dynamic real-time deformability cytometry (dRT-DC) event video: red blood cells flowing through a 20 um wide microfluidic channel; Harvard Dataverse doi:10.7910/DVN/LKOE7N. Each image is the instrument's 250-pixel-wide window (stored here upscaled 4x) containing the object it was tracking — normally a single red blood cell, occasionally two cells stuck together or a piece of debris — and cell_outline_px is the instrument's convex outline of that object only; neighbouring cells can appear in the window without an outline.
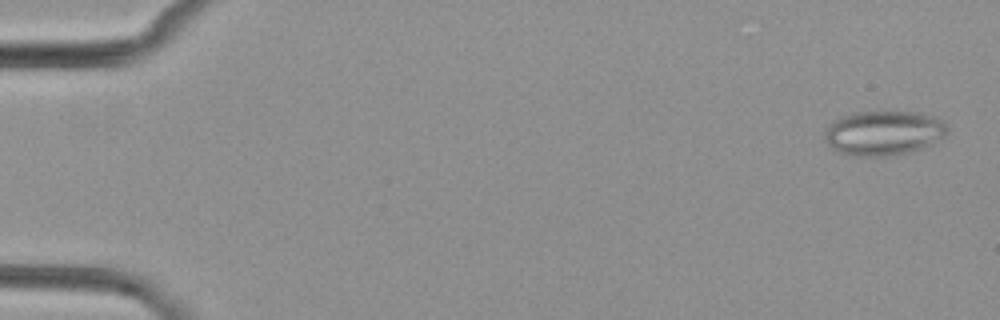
{"species": "common noctule bat (a hibernating species)", "species_latin": "Nyctalus noctula", "temperature_condition": "cold", "stored_images_in_passage": 4, "camera_frame_rate_fps": 3000, "um_per_image_px": 0.085, "animal": {"sex": "female", "body_mass_g": 29.2, "forearm_length_mm": 56.3}, "frame": {"image": 1, "passage_image": 1, "time_ms": 0.0, "image_size_px": [1000, 320], "cell_outline_px": [[948, 132], [944, 136], [932, 144], [920, 148], [904, 152], [880, 156], [856, 156], [840, 152], [832, 148], [824, 140], [824, 132], [840, 116], [856, 112], [920, 112], [932, 116], [940, 120], [948, 128]], "centroid_in_image_um": [75.1, 11.29], "position_along_channel_um": 9.9, "area_um2": 31.39}}